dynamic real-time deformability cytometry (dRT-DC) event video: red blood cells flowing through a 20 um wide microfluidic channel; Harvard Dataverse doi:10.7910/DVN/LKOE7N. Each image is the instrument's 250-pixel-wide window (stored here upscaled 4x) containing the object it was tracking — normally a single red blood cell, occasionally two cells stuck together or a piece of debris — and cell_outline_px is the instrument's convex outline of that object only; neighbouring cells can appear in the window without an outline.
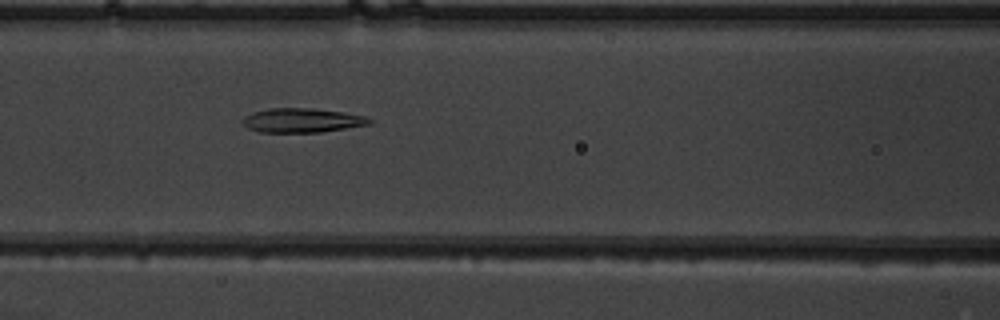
{"species": "common noctule bat (a hibernating species)", "species_latin": "Nyctalus noctula", "temperature_condition": "warm", "stored_images_in_passage": 36, "camera_frame_rate_fps": 3000, "um_per_image_px": 0.085, "animal": {"sex": "male", "body_mass_g": 19.5, "forearm_length_mm": 54.6}, "frame": {"image": 1, "passage_image": 7, "time_ms": 2.0, "image_size_px": [1000, 320], "cell_outline_px": [[372, 124], [320, 132], [260, 132], [248, 128], [240, 120], [244, 116], [252, 112], [272, 108], [312, 108], [344, 112], [364, 116], [372, 120]], "centroid_in_image_um": [25.66, 10.23], "position_along_channel_um": 140.9, "area_um2": 17.92}}
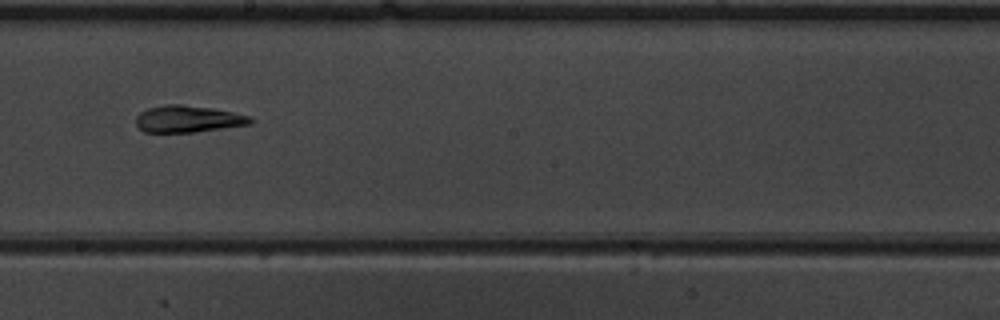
{"frame": {"image": 2, "passage_image": 14, "time_ms": 4.333, "image_size_px": [1000, 320], "cell_outline_px": [[256, 120], [252, 124], [196, 132], [144, 132], [136, 124], [136, 116], [140, 112], [148, 108], [168, 104], [180, 104], [212, 108], [252, 116]], "centroid_in_image_um": [16.03, 10.11], "position_along_channel_um": 232.2, "area_um2": 18.03}}
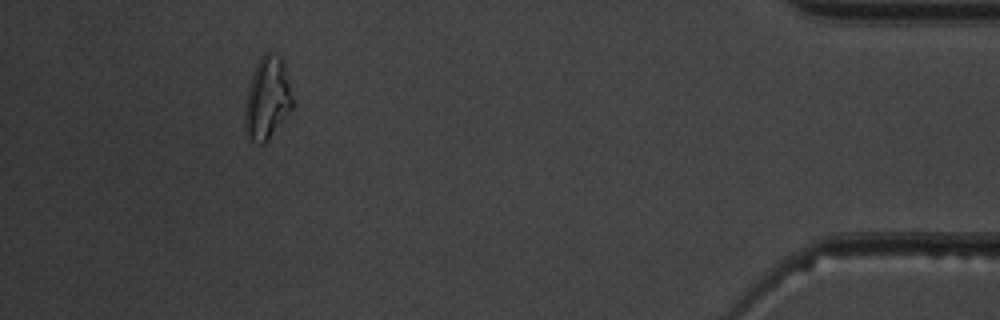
{"frame": {"image": 3, "passage_image": 32, "time_ms": 10.333, "image_size_px": [1000, 320], "cell_outline_px": [[296, 100], [292, 108], [264, 144], [260, 144], [252, 140], [248, 136], [244, 128], [244, 108], [248, 88], [252, 72], [260, 56], [264, 52], [272, 52], [280, 56], [284, 64]], "centroid_in_image_um": [22.73, 8.32], "position_along_channel_um": 412.5, "area_um2": 23.29}, "authors_computed_cell_mechanics": {"area_um2": 18.0914, "velocity_mm_per_s": 3.9174, "shape_relaxation_time_tau1_ms": null, "shape_relaxation_time_tau2_ms": 4.7561, "deformation_change_tau1": null, "deformation_change_tau2": 0.1619}}